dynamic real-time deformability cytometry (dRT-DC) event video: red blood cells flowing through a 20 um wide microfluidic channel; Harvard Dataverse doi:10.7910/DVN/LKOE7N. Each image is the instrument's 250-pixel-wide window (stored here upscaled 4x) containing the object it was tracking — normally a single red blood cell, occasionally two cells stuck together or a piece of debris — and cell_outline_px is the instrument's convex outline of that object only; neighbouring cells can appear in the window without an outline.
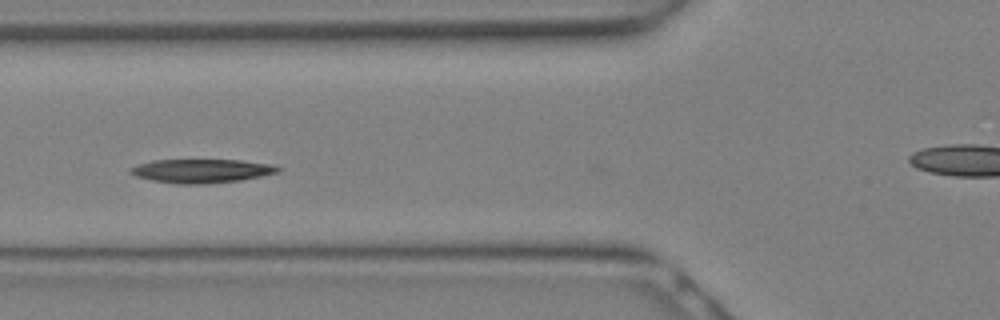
{"species": "Egyptian fruit bat (a non-hibernating species)", "species_latin": "Rousettus aegyptiacus", "temperature_condition": "warm", "stored_images_in_passage": 8, "camera_frame_rate_fps": 3000, "um_per_image_px": 0.085, "animal": {"sex": "female"}, "frame": {"image": 1, "passage_image": 5, "time_ms": 1.333, "image_size_px": [1000, 320], "cell_outline_px": [[280, 172], [240, 180], [204, 184], [176, 184], [152, 180], [136, 176], [128, 172], [128, 168], [152, 160], [240, 160], [272, 164], [280, 168]], "centroid_in_image_um": [17.11, 14.53], "position_along_channel_um": 108.7, "area_um2": 20.4}}
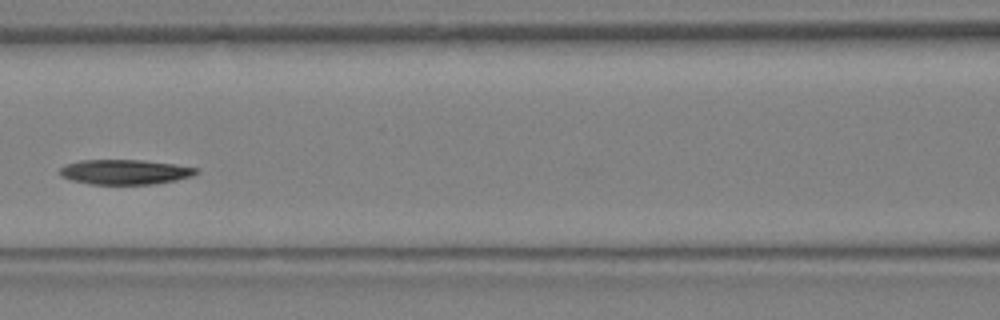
{"frame": {"image": 2, "passage_image": 7, "time_ms": 2.0, "image_size_px": [1000, 320], "cell_outline_px": [[200, 172], [192, 176], [176, 180], [152, 184], [88, 184], [72, 180], [60, 176], [60, 168], [64, 164], [80, 160], [144, 160], [200, 168]], "centroid_in_image_um": [10.62, 14.61], "position_along_channel_um": 156.0, "area_um2": 19.88}}